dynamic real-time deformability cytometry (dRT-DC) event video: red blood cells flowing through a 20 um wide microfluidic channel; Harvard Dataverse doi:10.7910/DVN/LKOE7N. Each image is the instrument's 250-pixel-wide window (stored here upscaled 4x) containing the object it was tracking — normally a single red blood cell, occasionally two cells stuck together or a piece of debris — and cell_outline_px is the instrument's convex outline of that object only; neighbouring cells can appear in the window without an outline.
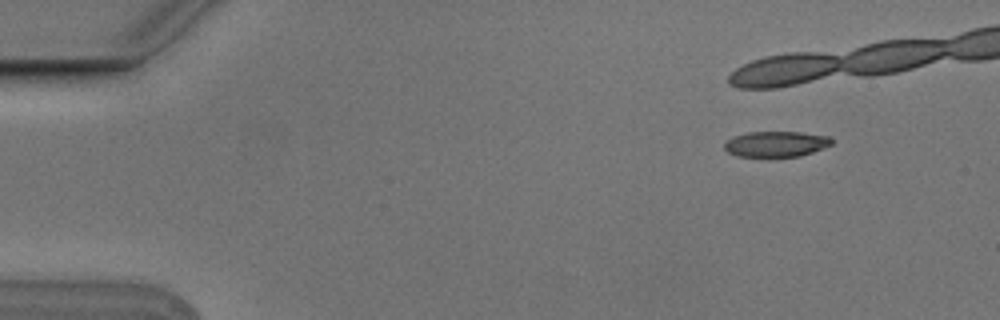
{"species": "Egyptian fruit bat (a non-hibernating species)", "species_latin": "Rousettus aegyptiacus", "temperature_condition": "cold", "stored_images_in_passage": 5, "camera_frame_rate_fps": 3000, "um_per_image_px": 0.085, "animal": {"sex": "male"}, "frame": {"image": 1, "passage_image": 2, "time_ms": 0.333, "image_size_px": [1000, 320], "cell_outline_px": [[832, 144], [812, 152], [800, 156], [736, 156], [728, 152], [724, 148], [724, 140], [732, 136], [748, 132], [800, 132], [828, 136], [832, 140]], "centroid_in_image_um": [65.91, 12.23], "position_along_channel_um": 19.1, "area_um2": 15.95}}